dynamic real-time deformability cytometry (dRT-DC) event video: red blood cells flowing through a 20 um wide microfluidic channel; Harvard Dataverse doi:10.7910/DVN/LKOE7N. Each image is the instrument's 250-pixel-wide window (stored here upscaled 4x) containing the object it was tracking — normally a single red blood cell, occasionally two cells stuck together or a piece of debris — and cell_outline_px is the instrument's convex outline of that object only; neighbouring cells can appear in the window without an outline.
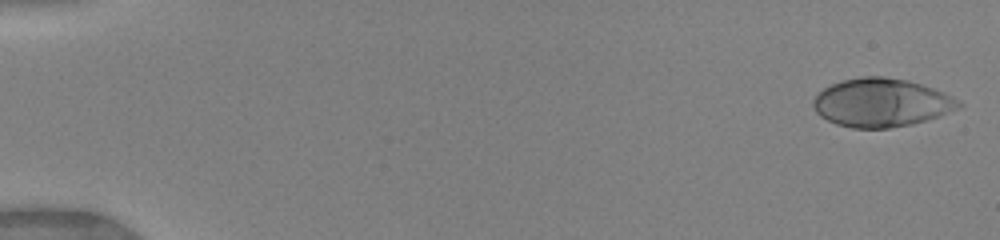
{"species": "human", "species_latin": "Homo sapiens", "temperature_condition": "warm", "stored_images_in_passage": 35, "camera_frame_rate_fps": 3000, "um_per_image_px": 0.085, "donor": {"sex": "female"}, "frame": {"image": 1, "passage_image": 1, "time_ms": 0.0, "image_size_px": [1000, 240], "cell_outline_px": [[964, 104], [936, 116], [912, 124], [888, 128], [852, 128], [836, 124], [820, 116], [816, 112], [812, 104], [812, 100], [824, 88], [832, 84], [844, 80], [860, 76], [884, 76], [908, 80], [944, 92], [952, 96]], "centroid_in_image_um": [74.87, 8.72], "position_along_channel_um": 10.1, "area_um2": 40.63}}
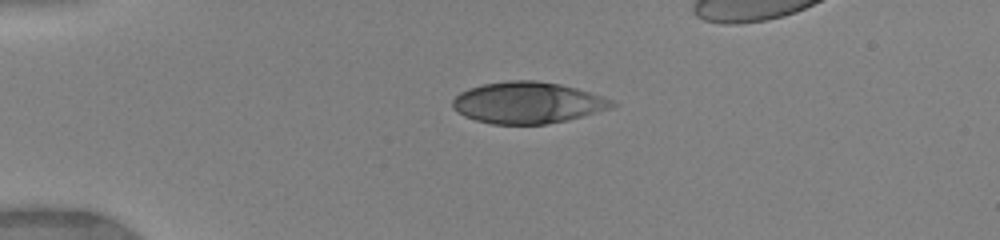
{"frame": {"image": 2, "passage_image": 20, "time_ms": 3.667, "image_size_px": [1000, 240], "cell_outline_px": [[616, 104], [608, 108], [580, 116], [548, 124], [492, 124], [476, 120], [464, 116], [452, 108], [452, 100], [460, 92], [468, 88], [484, 84], [508, 80], [536, 80], [560, 84], [576, 88], [612, 100]], "centroid_in_image_um": [44.77, 8.72], "position_along_channel_um": 40.2, "area_um2": 38.09}}